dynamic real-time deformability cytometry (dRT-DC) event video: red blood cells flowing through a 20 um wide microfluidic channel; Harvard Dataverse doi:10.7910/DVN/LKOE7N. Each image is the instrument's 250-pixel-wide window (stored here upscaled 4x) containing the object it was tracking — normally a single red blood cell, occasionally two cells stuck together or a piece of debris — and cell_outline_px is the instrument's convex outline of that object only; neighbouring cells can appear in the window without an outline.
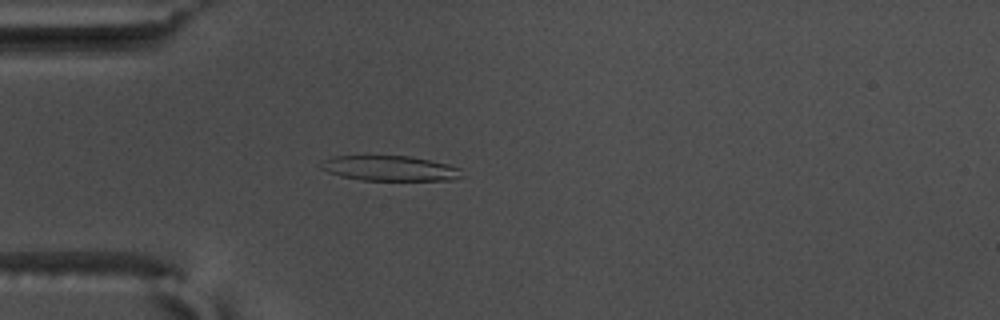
{"species": "common noctule bat (a hibernating species)", "species_latin": "Nyctalus noctula", "temperature_condition": "warm", "stored_images_in_passage": 56, "camera_frame_rate_fps": 3000, "um_per_image_px": 0.085, "animal": {"sex": "male", "body_mass_g": 17.5, "forearm_length_mm": 52.3}, "frame": {"image": 1, "passage_image": 16, "time_ms": 5.0, "image_size_px": [1000, 320], "cell_outline_px": [[464, 176], [452, 180], [360, 180], [340, 176], [328, 172], [320, 168], [324, 160], [332, 156], [408, 156], [448, 164], [460, 168]], "centroid_in_image_um": [33.15, 14.31], "position_along_channel_um": 51.8, "area_um2": 20.58}}
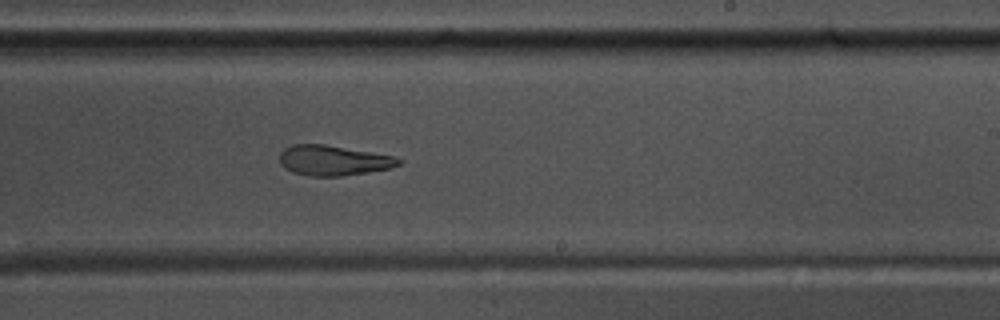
{"frame": {"image": 2, "passage_image": 34, "time_ms": 11.0, "image_size_px": [1000, 320], "cell_outline_px": [[404, 160], [400, 164], [392, 168], [368, 172], [340, 176], [312, 176], [292, 172], [284, 168], [280, 164], [280, 152], [284, 148], [292, 144], [324, 144], [392, 156]], "centroid_in_image_um": [28.31, 13.64], "position_along_channel_um": 260.7, "area_um2": 20.87}}
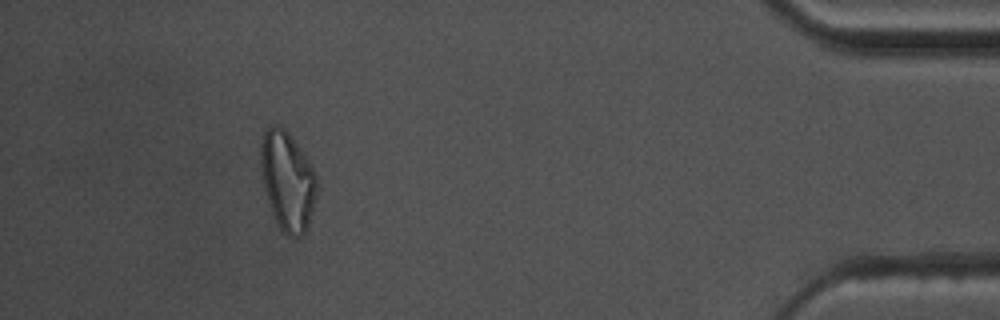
{"frame": {"image": 3, "passage_image": 51, "time_ms": 16.667, "image_size_px": [1000, 320], "cell_outline_px": [[316, 196], [308, 228], [300, 236], [288, 236], [280, 228], [272, 212], [268, 200], [264, 184], [260, 164], [260, 144], [264, 132], [272, 124], [276, 124], [284, 128], [288, 132], [312, 168], [316, 176]], "centroid_in_image_um": [24.42, 15.37], "position_along_channel_um": 410.8, "area_um2": 31.79}, "authors_computed_cell_mechanics": {"area_um2": 22.3108, "velocity_mm_per_s": 3.6631, "shape_relaxation_time_tau1_ms": 8.2728, "shape_relaxation_time_tau2_ms": 3.2227, "deformation_change_tau1": 0.2494, "deformation_change_tau2": 0.1084}}